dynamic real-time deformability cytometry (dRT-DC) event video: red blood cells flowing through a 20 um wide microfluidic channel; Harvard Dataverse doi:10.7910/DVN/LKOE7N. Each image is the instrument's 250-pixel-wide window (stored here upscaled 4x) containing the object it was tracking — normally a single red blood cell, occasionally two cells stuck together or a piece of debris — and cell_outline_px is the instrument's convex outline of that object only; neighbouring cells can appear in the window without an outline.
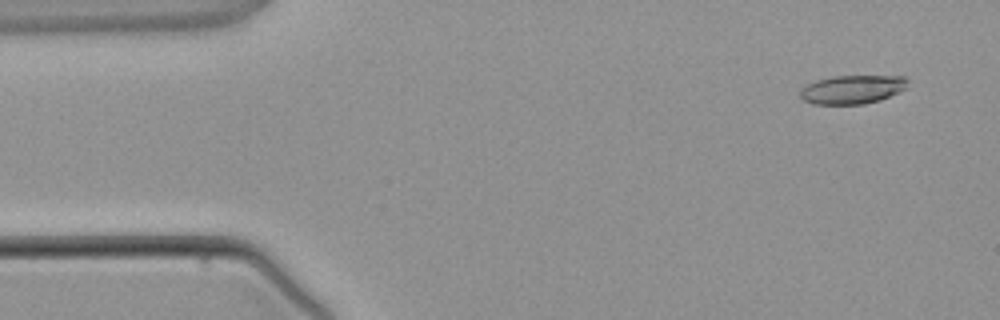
{"species": "common noctule bat (a hibernating species)", "species_latin": "Nyctalus noctula", "temperature_condition": "warm", "stored_images_in_passage": 3, "camera_frame_rate_fps": 3000, "um_per_image_px": 0.085, "animal": {"sex": "male", "body_mass_g": 21.5, "forearm_length_mm": 52.0}, "frame": {"image": 1, "passage_image": 1, "time_ms": 0.0, "image_size_px": [1000, 320], "cell_outline_px": [[908, 88], [900, 92], [880, 100], [864, 104], [812, 104], [804, 100], [800, 96], [800, 92], [808, 84], [816, 80], [832, 76], [904, 76], [908, 80]], "centroid_in_image_um": [72.49, 7.6], "position_along_channel_um": 12.5, "area_um2": 18.03}}